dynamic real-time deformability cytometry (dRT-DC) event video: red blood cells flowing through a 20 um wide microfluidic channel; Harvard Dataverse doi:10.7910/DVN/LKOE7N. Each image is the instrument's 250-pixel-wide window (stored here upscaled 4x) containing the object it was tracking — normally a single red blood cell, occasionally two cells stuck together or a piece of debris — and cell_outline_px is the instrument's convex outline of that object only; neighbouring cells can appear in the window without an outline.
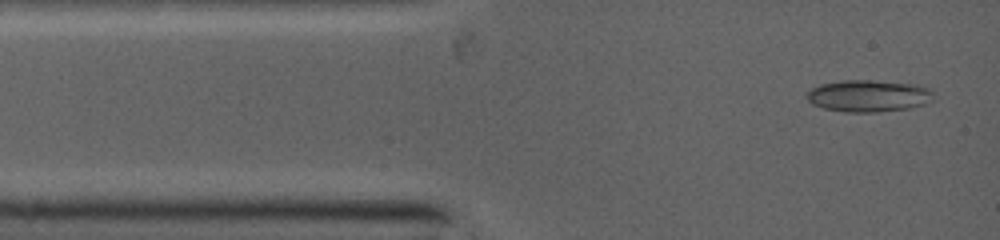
{"species": "common noctule bat (a hibernating species)", "species_latin": "Nyctalus noctula", "temperature_condition": "warm", "stored_images_in_passage": 29, "camera_frame_rate_fps": 5000, "um_per_image_px": 0.085, "animal": {"sex": "female", "body_mass_g": 19.0, "forearm_length_mm": 53.3}, "frame": {"image": 1, "passage_image": 2, "time_ms": 0.2, "image_size_px": [1000, 240], "cell_outline_px": [[936, 96], [932, 100], [924, 104], [912, 108], [876, 112], [844, 112], [824, 108], [812, 104], [804, 96], [812, 88], [820, 84], [844, 80], [872, 80], [916, 84], [928, 88], [936, 92]], "centroid_in_image_um": [73.86, 8.15], "position_along_channel_um": 11.1, "area_um2": 23.87}}
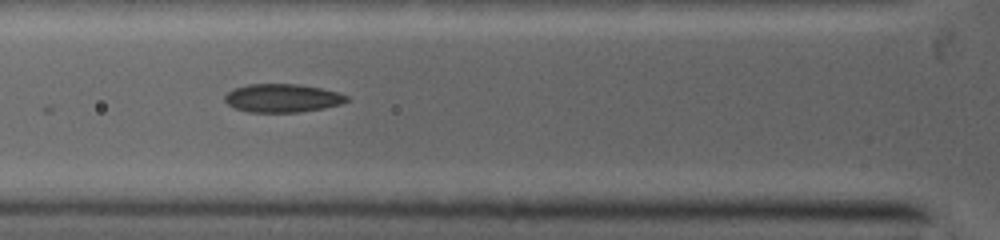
{"frame": {"image": 2, "passage_image": 18, "time_ms": 3.2, "image_size_px": [1000, 240], "cell_outline_px": [[348, 100], [340, 104], [324, 108], [296, 112], [252, 112], [236, 108], [228, 104], [224, 100], [224, 96], [228, 92], [236, 88], [248, 84], [292, 84], [320, 88], [336, 92], [348, 96]], "centroid_in_image_um": [23.98, 8.34], "position_along_channel_um": 101.8, "area_um2": 19.77}}
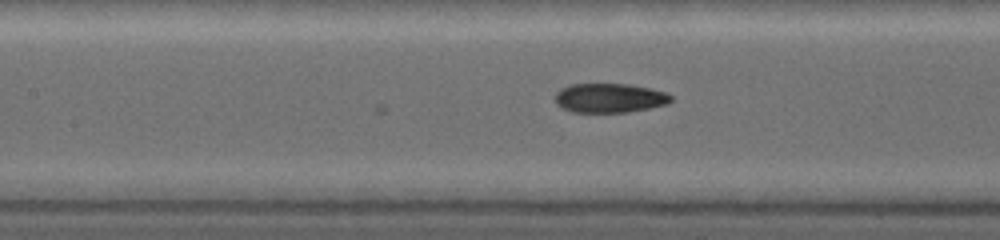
{"frame": {"image": 3, "passage_image": 25, "time_ms": 4.4, "image_size_px": [1000, 240], "cell_outline_px": [[672, 100], [664, 104], [648, 108], [624, 112], [572, 112], [556, 104], [556, 92], [572, 84], [628, 84], [648, 88], [664, 92], [672, 96]], "centroid_in_image_um": [51.79, 8.33], "position_along_channel_um": 155.6, "area_um2": 19.36}}